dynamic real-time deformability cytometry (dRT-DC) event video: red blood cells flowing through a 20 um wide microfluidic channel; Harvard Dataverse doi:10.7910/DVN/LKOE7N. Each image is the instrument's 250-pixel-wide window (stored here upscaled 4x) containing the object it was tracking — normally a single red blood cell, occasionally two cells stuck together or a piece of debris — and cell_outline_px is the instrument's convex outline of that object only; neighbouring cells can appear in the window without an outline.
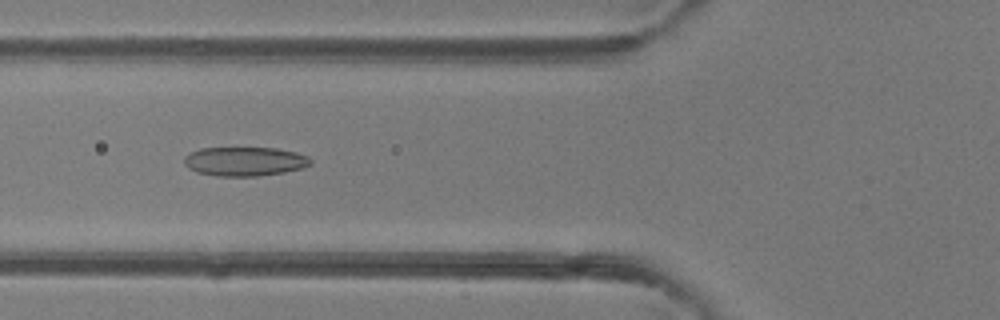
{"species": "common noctule bat (a hibernating species)", "species_latin": "Nyctalus noctula", "temperature_condition": "room temperature", "stored_images_in_passage": 45, "camera_frame_rate_fps": 3000, "um_per_image_px": 0.085, "animal": {"sex": "female"}, "frame": {"image": 1, "passage_image": 15, "time_ms": 4.667, "image_size_px": [1000, 320], "cell_outline_px": [[312, 164], [304, 168], [284, 172], [256, 176], [216, 176], [196, 172], [188, 168], [184, 164], [184, 156], [188, 152], [200, 148], [276, 148], [296, 152], [308, 156], [312, 160]], "centroid_in_image_um": [20.79, 13.72], "position_along_channel_um": 105.0, "area_um2": 21.68}}
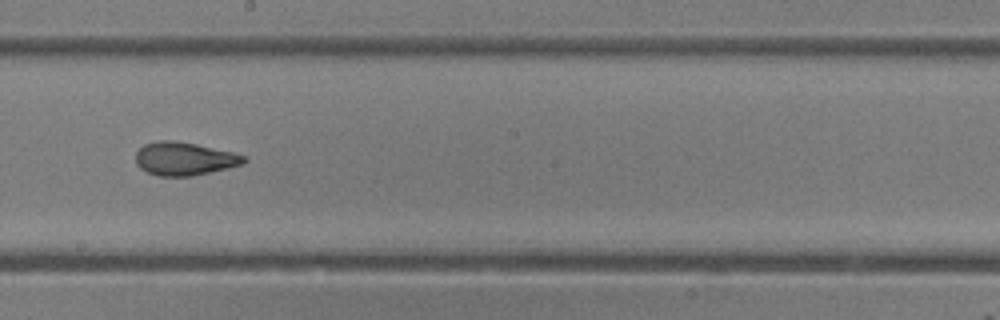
{"frame": {"image": 2, "passage_image": 24, "time_ms": 7.667, "image_size_px": [1000, 320], "cell_outline_px": [[248, 160], [244, 164], [228, 168], [192, 176], [160, 176], [148, 172], [140, 168], [136, 164], [136, 152], [144, 144], [156, 140], [176, 140], [236, 152], [244, 156]], "centroid_in_image_um": [15.69, 13.48], "position_along_channel_um": 232.5, "area_um2": 21.15}}
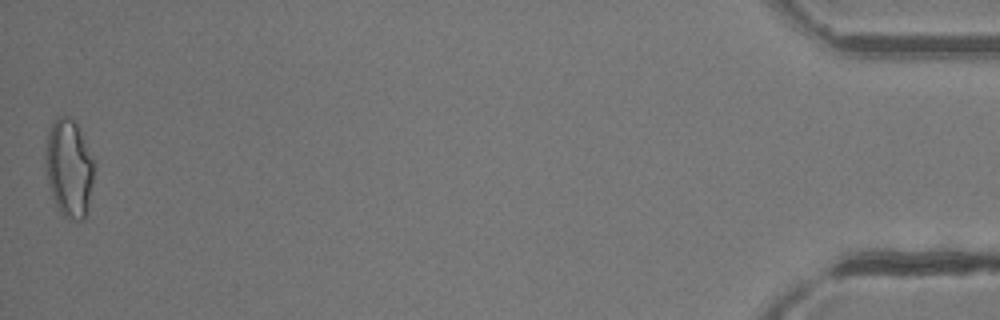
{"frame": {"image": 3, "passage_image": 45, "time_ms": 14.667, "image_size_px": [1000, 320], "cell_outline_px": [[92, 180], [88, 204], [84, 220], [68, 220], [60, 212], [52, 196], [48, 184], [44, 156], [48, 132], [56, 116], [68, 116], [76, 124], [80, 132], [92, 160]], "centroid_in_image_um": [5.81, 14.31], "position_along_channel_um": 429.4, "area_um2": 27.11}, "authors_computed_cell_mechanics": {"area_um2": 22.0218, "velocity_mm_per_s": 4.2328, "shape_relaxation_time_tau1_ms": 4.6508, "shape_relaxation_time_tau2_ms": 1.8134, "deformation_change_tau1": 0.1558, "deformation_change_tau2": 0.0878}}